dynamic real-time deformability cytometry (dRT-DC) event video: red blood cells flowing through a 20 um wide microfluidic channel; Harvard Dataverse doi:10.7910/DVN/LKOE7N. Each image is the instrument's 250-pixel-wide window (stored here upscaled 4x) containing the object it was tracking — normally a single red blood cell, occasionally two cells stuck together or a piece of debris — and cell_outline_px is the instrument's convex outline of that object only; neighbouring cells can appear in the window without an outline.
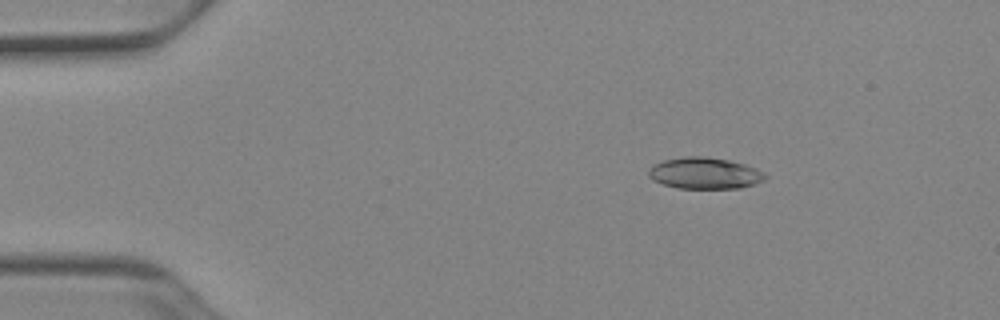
{"species": "Egyptian fruit bat (a non-hibernating species)", "species_latin": "Rousettus aegyptiacus", "temperature_condition": "cold", "stored_images_in_passage": 44, "camera_frame_rate_fps": 3000, "um_per_image_px": 0.085, "animal": {"sex": "female"}, "frame": {"image": 1, "passage_image": 1, "time_ms": 0.0, "image_size_px": [1000, 320], "cell_outline_px": [[768, 176], [764, 180], [740, 188], [676, 188], [652, 180], [648, 176], [648, 168], [652, 164], [664, 160], [684, 156], [704, 156], [728, 160], [744, 164], [756, 168], [764, 172]], "centroid_in_image_um": [59.87, 14.71], "position_along_channel_um": 25.1, "area_um2": 21.44}}
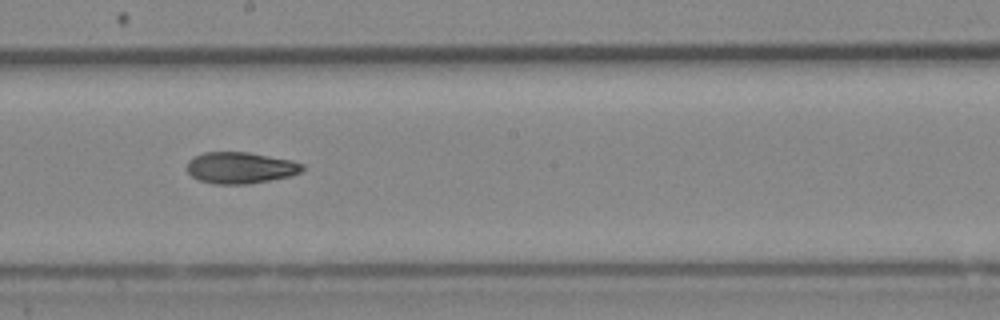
{"frame": {"image": 2, "passage_image": 22, "time_ms": 7.0, "image_size_px": [1000, 320], "cell_outline_px": [[304, 168], [300, 172], [292, 176], [248, 184], [212, 184], [200, 180], [192, 176], [188, 172], [188, 160], [204, 152], [248, 152], [292, 160], [304, 164]], "centroid_in_image_um": [20.46, 14.26], "position_along_channel_um": 227.7, "area_um2": 21.15}}
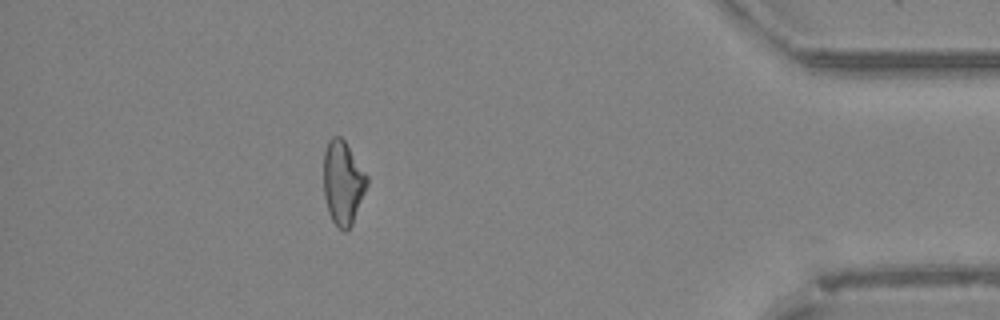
{"frame": {"image": 3, "passage_image": 39, "time_ms": 12.667, "image_size_px": [1000, 320], "cell_outline_px": [[368, 184], [352, 224], [344, 232], [332, 220], [328, 212], [324, 196], [324, 152], [328, 140], [332, 136], [340, 136], [344, 140], [368, 176]], "centroid_in_image_um": [29.14, 15.51], "position_along_channel_um": 406.1, "area_um2": 21.04}, "authors_computed_cell_mechanics": {"area_um2": 21.4727, "velocity_mm_per_s": 3.9365, "shape_relaxation_time_tau1_ms": 9.5691, "shape_relaxation_time_tau2_ms": null, "deformation_change_tau1": 0.198, "deformation_change_tau2": null}}